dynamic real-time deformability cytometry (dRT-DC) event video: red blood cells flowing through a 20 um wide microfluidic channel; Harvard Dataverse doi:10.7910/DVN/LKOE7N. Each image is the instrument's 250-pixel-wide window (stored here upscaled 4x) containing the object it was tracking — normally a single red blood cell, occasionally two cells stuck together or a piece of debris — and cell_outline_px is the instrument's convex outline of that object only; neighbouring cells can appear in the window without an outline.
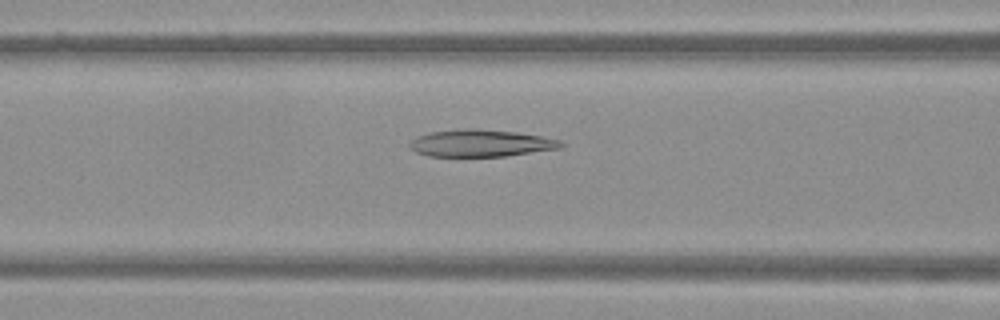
{"species": "Egyptian fruit bat (a non-hibernating species)", "species_latin": "Rousettus aegyptiacus", "temperature_condition": "warm", "stored_images_in_passage": 50, "camera_frame_rate_fps": 3000, "um_per_image_px": 0.085, "frame": {"image": 1, "passage_image": 21, "time_ms": 6.667, "image_size_px": [1000, 320], "cell_outline_px": [[568, 144], [564, 148], [504, 156], [428, 156], [416, 152], [408, 148], [408, 144], [416, 136], [428, 132], [456, 128], [476, 128], [516, 132], [540, 136], [560, 140]], "centroid_in_image_um": [40.86, 12.16], "position_along_channel_um": 125.7, "area_um2": 24.33}}
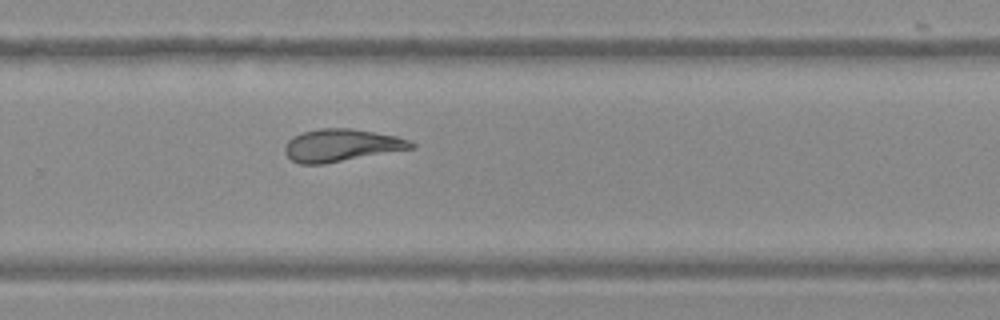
{"frame": {"image": 2, "passage_image": 34, "time_ms": 11.0, "image_size_px": [1000, 320], "cell_outline_px": [[416, 148], [324, 164], [300, 164], [292, 160], [284, 152], [284, 148], [288, 140], [300, 132], [320, 128], [352, 128], [396, 136], [408, 140], [416, 144]], "centroid_in_image_um": [29.02, 12.35], "position_along_channel_um": 300.8, "area_um2": 24.04}}
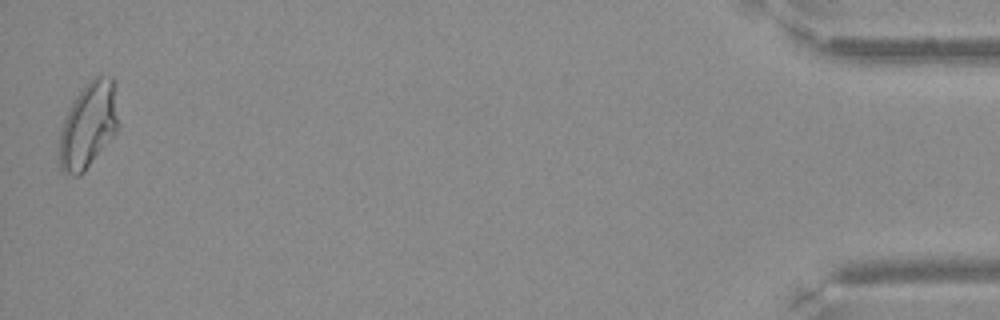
{"frame": {"image": 3, "passage_image": 50, "time_ms": 16.333, "image_size_px": [1000, 320], "cell_outline_px": [[120, 124], [116, 132], [84, 172], [80, 176], [72, 176], [60, 172], [56, 152], [60, 132], [68, 108], [72, 100], [96, 76], [112, 76]], "centroid_in_image_um": [7.46, 10.73], "position_along_channel_um": 427.7, "area_um2": 29.94}}